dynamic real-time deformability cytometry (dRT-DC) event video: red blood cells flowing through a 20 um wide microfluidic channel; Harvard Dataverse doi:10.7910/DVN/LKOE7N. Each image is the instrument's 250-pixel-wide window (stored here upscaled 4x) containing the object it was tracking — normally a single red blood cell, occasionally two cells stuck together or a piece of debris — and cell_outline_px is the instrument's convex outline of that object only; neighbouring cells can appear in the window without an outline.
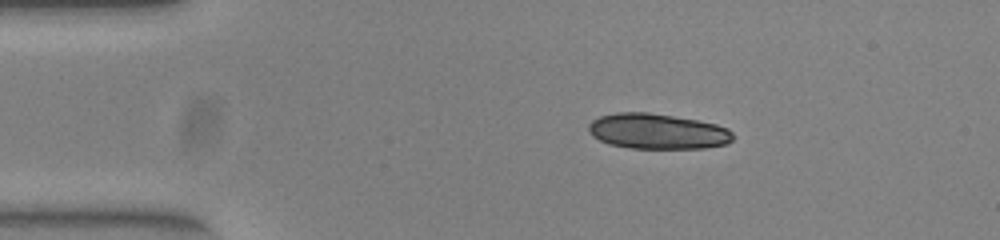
{"species": "common noctule bat (a hibernating species)", "species_latin": "Nyctalus noctula", "temperature_condition": "warm", "stored_images_in_passage": 43, "camera_frame_rate_fps": 3000, "um_per_image_px": 0.085, "animal": {"sex": "female", "body_mass_g": 23.0, "forearm_length_mm": 53.4}, "frame": {"image": 1, "passage_image": 1, "time_ms": 0.0, "image_size_px": [1000, 240], "cell_outline_px": [[732, 140], [724, 144], [704, 148], [632, 148], [608, 144], [592, 136], [588, 128], [588, 124], [592, 120], [600, 116], [616, 112], [648, 112], [696, 120], [716, 124], [728, 128], [732, 132]], "centroid_in_image_um": [55.85, 11.16], "position_along_channel_um": 29.2, "area_um2": 29.65}}
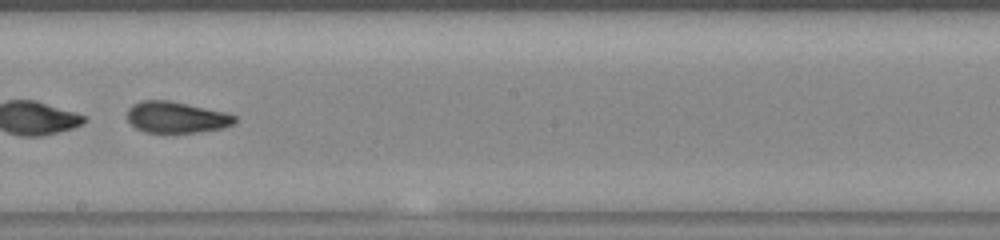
{"frame": {"image": 2, "passage_image": 21, "time_ms": 6.667, "image_size_px": [1000, 240], "cell_outline_px": [[236, 120], [232, 124], [224, 128], [196, 132], [144, 132], [136, 128], [128, 120], [128, 108], [132, 104], [140, 100], [168, 100], [228, 112], [236, 116]], "centroid_in_image_um": [15.0, 9.95], "position_along_channel_um": 233.2, "area_um2": 19.65}, "authors_computed_cell_mechanics": {"area_um2": 20.6346, "velocity_mm_per_s": 3.9759, "shape_relaxation_time_tau1_ms": 5.4167, "shape_relaxation_time_tau2_ms": 1.4801, "deformation_change_tau1": 0.2053, "deformation_change_tau2": 0.08}}